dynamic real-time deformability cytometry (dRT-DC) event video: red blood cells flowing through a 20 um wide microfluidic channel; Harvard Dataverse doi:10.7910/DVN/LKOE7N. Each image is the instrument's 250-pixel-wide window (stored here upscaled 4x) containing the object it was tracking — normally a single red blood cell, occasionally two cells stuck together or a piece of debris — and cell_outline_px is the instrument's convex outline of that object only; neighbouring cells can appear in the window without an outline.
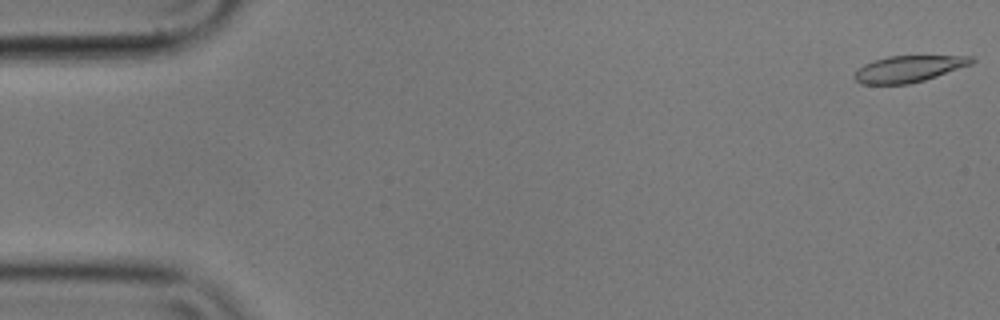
{"species": "common noctule bat (a hibernating species)", "species_latin": "Nyctalus noctula", "temperature_condition": "cold", "stored_images_in_passage": 56, "camera_frame_rate_fps": 3000, "um_per_image_px": 0.085, "animal": {"sex": "male", "body_mass_g": 17.9}, "frame": {"image": 1, "passage_image": 1, "time_ms": 0.0, "image_size_px": [1000, 320], "cell_outline_px": [[976, 60], [972, 64], [924, 80], [908, 84], [860, 84], [852, 76], [864, 64], [888, 56], [976, 56]], "centroid_in_image_um": [77.26, 5.85], "position_along_channel_um": 7.7, "area_um2": 17.92}}
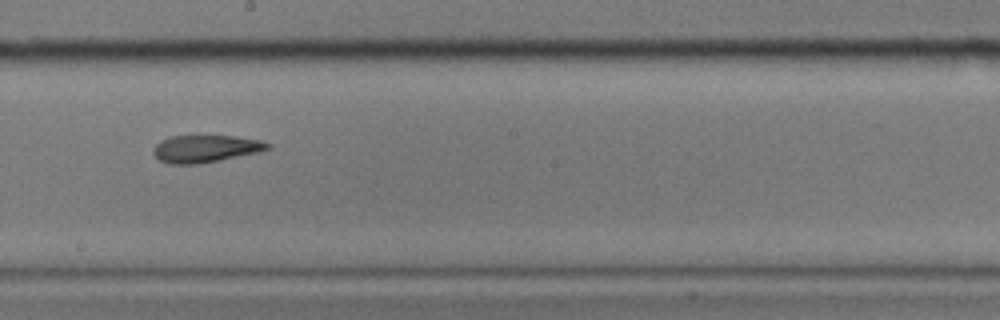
{"frame": {"image": 2, "passage_image": 31, "time_ms": 10.0, "image_size_px": [1000, 320], "cell_outline_px": [[272, 148], [256, 152], [220, 160], [200, 164], [168, 164], [160, 160], [152, 152], [152, 148], [160, 140], [168, 136], [236, 136], [260, 140], [272, 144]], "centroid_in_image_um": [17.44, 12.63], "position_along_channel_um": 230.8, "area_um2": 18.26}}
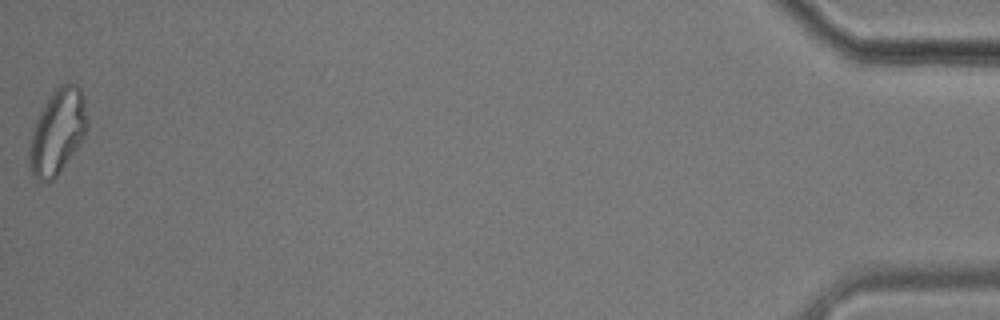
{"frame": {"image": 3, "passage_image": 56, "time_ms": 18.333, "image_size_px": [1000, 320], "cell_outline_px": [[88, 128], [84, 136], [76, 148], [56, 176], [52, 180], [36, 180], [32, 172], [28, 156], [28, 148], [32, 128], [44, 104], [52, 92], [60, 84], [76, 84], [80, 88], [84, 100], [88, 120]], "centroid_in_image_um": [4.88, 11.17], "position_along_channel_um": 430.3, "area_um2": 28.32}, "authors_computed_cell_mechanics": {"area_um2": 19.3052, "velocity_mm_per_s": 3.5449, "shape_relaxation_time_tau1_ms": 8.2243, "shape_relaxation_time_tau2_ms": 4.9946, "deformation_change_tau1": 0.1977, "deformation_change_tau2": 0.1367}}